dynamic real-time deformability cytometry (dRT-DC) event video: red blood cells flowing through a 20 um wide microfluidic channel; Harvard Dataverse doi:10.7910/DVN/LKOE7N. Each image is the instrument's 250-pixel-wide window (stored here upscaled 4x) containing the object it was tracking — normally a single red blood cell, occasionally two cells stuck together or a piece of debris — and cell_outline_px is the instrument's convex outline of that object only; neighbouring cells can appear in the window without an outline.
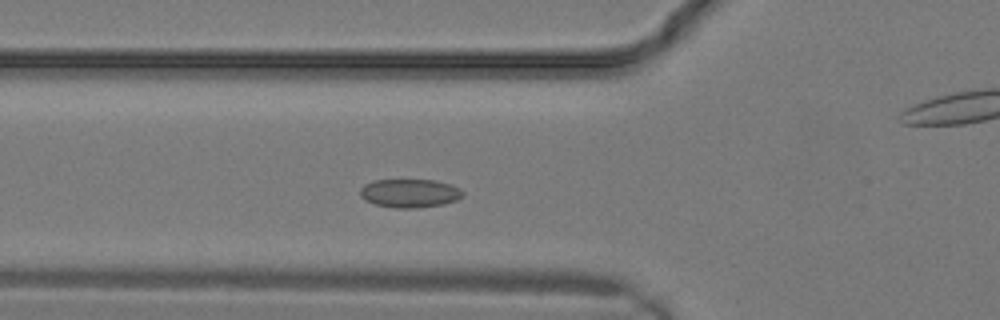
{"species": "common noctule bat (a hibernating species)", "species_latin": "Nyctalus noctula", "temperature_condition": "warm", "stored_images_in_passage": 12, "segment_of_instrument_passage": [1, 2], "camera_frame_rate_fps": 3000, "um_per_image_px": 0.085, "animal": {"sex": "male", "body_mass_g": 19.2, "forearm_length_mm": 51.8}, "frame": {"image": 1, "passage_image": 6, "time_ms": 1.667, "image_size_px": [1000, 320], "cell_outline_px": [[464, 196], [456, 200], [444, 204], [416, 208], [396, 208], [376, 204], [364, 200], [360, 196], [360, 188], [364, 184], [376, 180], [436, 180], [460, 188], [464, 192]], "centroid_in_image_um": [34.83, 16.42], "position_along_channel_um": 91.0, "area_um2": 17.11}}
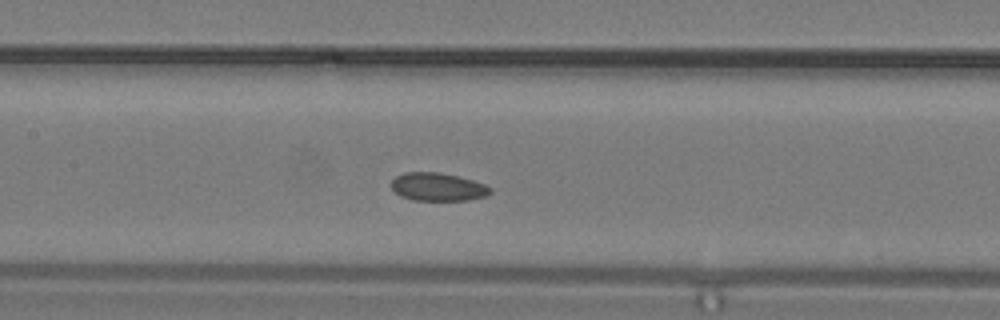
{"frame": {"image": 2, "passage_image": 9, "time_ms": 2.667, "image_size_px": [1000, 320], "cell_outline_px": [[492, 192], [484, 196], [468, 200], [412, 200], [400, 196], [392, 188], [392, 180], [396, 176], [404, 172], [440, 172], [472, 180], [484, 184], [492, 188]], "centroid_in_image_um": [37.2, 15.88], "position_along_channel_um": 170.2, "area_um2": 16.13}}